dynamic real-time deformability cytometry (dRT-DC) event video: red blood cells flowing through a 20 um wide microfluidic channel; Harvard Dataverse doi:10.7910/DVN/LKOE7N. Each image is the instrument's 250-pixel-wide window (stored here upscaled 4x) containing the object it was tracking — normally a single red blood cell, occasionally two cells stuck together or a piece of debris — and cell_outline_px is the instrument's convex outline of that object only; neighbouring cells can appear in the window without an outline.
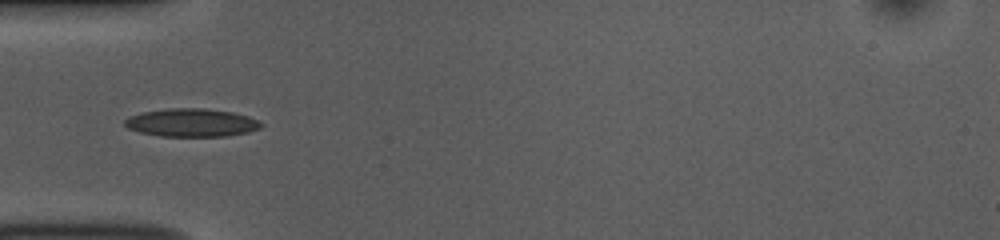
{"species": "common noctule bat (a hibernating species)", "species_latin": "Nyctalus noctula", "temperature_condition": "room temperature", "stored_images_in_passage": 12, "camera_frame_rate_fps": 3000, "um_per_image_px": 0.085, "animal": {"sex": "female", "body_mass_g": 10.0, "forearm_length_mm": 53.1}, "frame": {"image": 1, "passage_image": 3, "time_ms": 0.667, "image_size_px": [1000, 240], "cell_outline_px": [[264, 124], [260, 128], [248, 132], [228, 136], [160, 136], [140, 132], [128, 128], [124, 124], [124, 120], [128, 116], [144, 112], [168, 108], [204, 108], [232, 112], [248, 116]], "centroid_in_image_um": [16.28, 10.42], "position_along_channel_um": 68.7, "area_um2": 22.31}}